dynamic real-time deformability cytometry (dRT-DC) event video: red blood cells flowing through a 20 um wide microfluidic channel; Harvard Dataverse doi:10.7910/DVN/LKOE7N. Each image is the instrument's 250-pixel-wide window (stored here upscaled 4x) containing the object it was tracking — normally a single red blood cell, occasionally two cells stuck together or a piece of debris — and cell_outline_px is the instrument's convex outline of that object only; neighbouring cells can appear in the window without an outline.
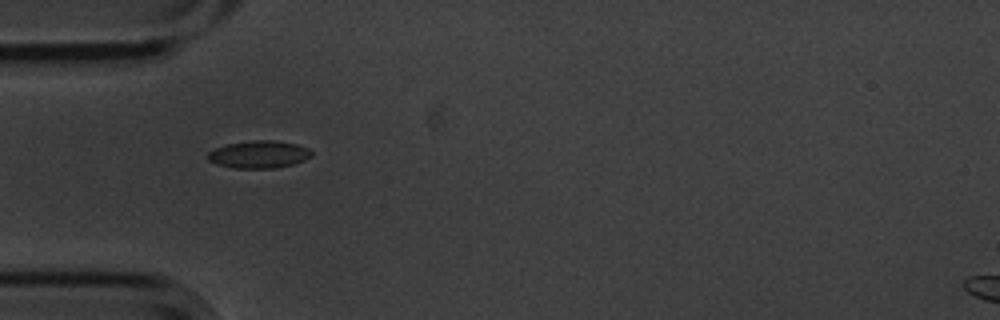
{"species": "common noctule bat (a hibernating species)", "species_latin": "Nyctalus noctula", "temperature_condition": "cold", "stored_images_in_passage": 3, "camera_frame_rate_fps": 3000, "um_per_image_px": 0.085, "animal": {"sex": "male", "body_mass_g": 20.1, "forearm_length_mm": 53.5}, "frame": {"image": 1, "passage_image": 2, "time_ms": 0.333, "image_size_px": [1000, 320], "cell_outline_px": [[312, 156], [304, 160], [292, 164], [272, 168], [236, 168], [216, 164], [208, 160], [208, 152], [216, 148], [228, 144], [252, 140], [272, 140], [296, 144], [308, 148], [312, 152]], "centroid_in_image_um": [22.01, 13.12], "position_along_channel_um": 63.0, "area_um2": 16.42}}
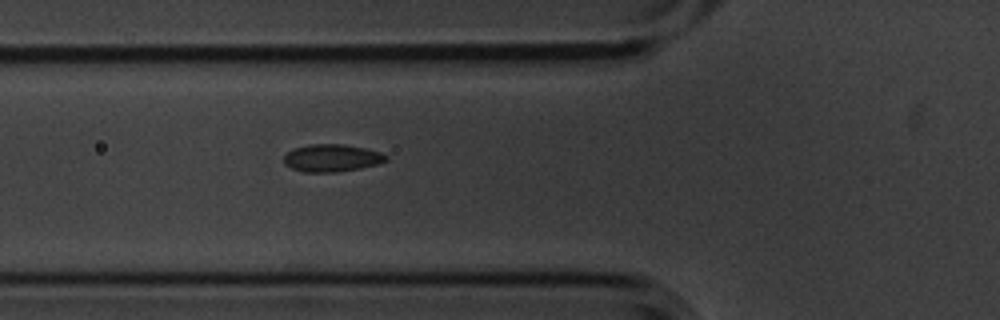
{"frame": {"image": 2, "passage_image": 3, "time_ms": 0.667, "image_size_px": [1000, 320], "cell_outline_px": [[388, 160], [380, 164], [360, 168], [336, 172], [304, 172], [292, 168], [284, 164], [284, 156], [292, 148], [308, 144], [344, 144], [364, 148], [380, 152], [388, 156]], "centroid_in_image_um": [28.21, 13.42], "position_along_channel_um": 97.6, "area_um2": 16.47}}